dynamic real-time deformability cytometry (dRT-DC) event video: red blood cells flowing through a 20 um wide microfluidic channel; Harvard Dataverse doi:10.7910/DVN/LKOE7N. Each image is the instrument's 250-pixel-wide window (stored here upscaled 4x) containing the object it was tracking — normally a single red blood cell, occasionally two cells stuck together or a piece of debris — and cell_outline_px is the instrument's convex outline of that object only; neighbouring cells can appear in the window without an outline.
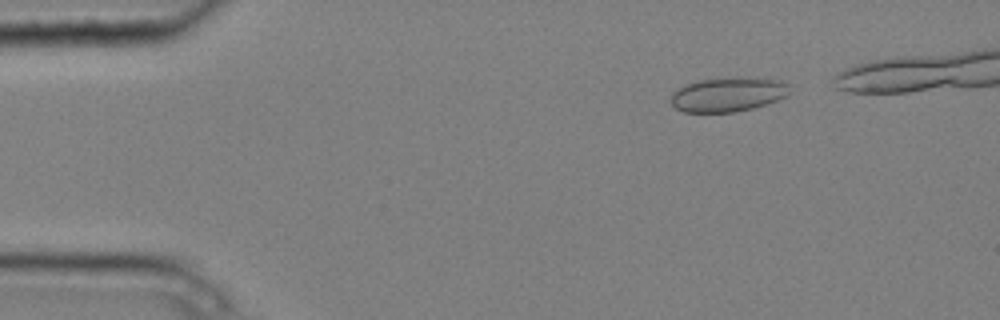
{"species": "common noctule bat (a hibernating species)", "species_latin": "Nyctalus noctula", "temperature_condition": "cold", "stored_images_in_passage": 5, "camera_frame_rate_fps": 3000, "um_per_image_px": 0.085, "animal": {"sex": "male", "body_mass_g": 20.4}, "frame": {"image": 1, "passage_image": 2, "time_ms": 0.333, "image_size_px": [1000, 320], "cell_outline_px": [[788, 96], [752, 108], [736, 112], [684, 112], [676, 108], [668, 100], [672, 92], [688, 84], [700, 80], [748, 76], [756, 76], [780, 80], [788, 84]], "centroid_in_image_um": [61.89, 8.01], "position_along_channel_um": 23.1, "area_um2": 23.93}}